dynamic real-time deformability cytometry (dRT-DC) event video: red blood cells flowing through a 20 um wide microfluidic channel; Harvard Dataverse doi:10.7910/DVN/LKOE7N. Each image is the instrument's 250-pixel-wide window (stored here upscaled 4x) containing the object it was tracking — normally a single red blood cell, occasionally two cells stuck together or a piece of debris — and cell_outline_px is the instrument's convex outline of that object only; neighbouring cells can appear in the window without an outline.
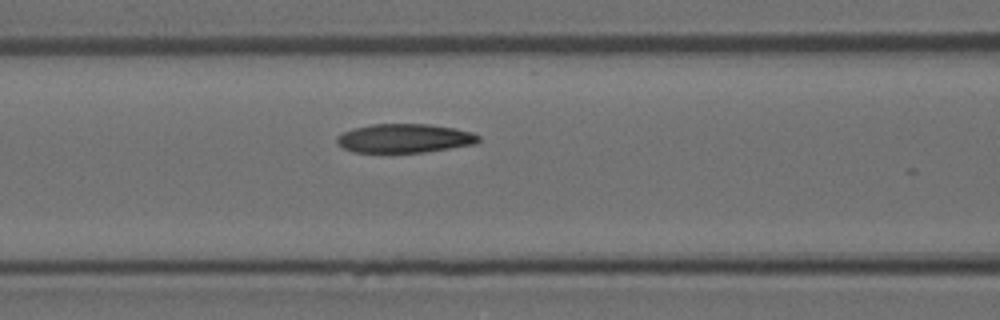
{"species": "Egyptian fruit bat (a non-hibernating species)", "species_latin": "Rousettus aegyptiacus", "temperature_condition": "room temperature", "stored_images_in_passage": 7, "segment_of_instrument_passage": [2, 2], "camera_frame_rate_fps": 3000, "um_per_image_px": 0.085, "animal": {"sex": "female"}, "frame": {"image": 1, "passage_image": 7, "time_ms": 2.0, "image_size_px": [1000, 320], "cell_outline_px": [[480, 140], [476, 144], [424, 152], [352, 152], [336, 144], [336, 136], [344, 132], [356, 128], [372, 124], [428, 124], [452, 128], [472, 132], [480, 136]], "centroid_in_image_um": [34.38, 11.76], "position_along_channel_um": 132.2, "area_um2": 23.76}}